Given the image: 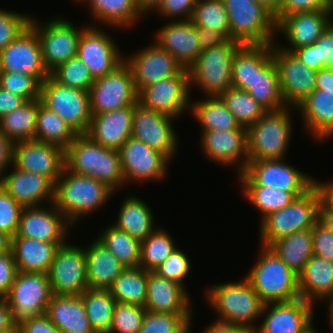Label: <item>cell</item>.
<instances>
[{
    "label": "cell",
    "instance_id": "cell-16",
    "mask_svg": "<svg viewBox=\"0 0 333 333\" xmlns=\"http://www.w3.org/2000/svg\"><path fill=\"white\" fill-rule=\"evenodd\" d=\"M190 89V76L185 69L180 75L144 87L138 93V102L158 113L179 118L190 110Z\"/></svg>",
    "mask_w": 333,
    "mask_h": 333
},
{
    "label": "cell",
    "instance_id": "cell-56",
    "mask_svg": "<svg viewBox=\"0 0 333 333\" xmlns=\"http://www.w3.org/2000/svg\"><path fill=\"white\" fill-rule=\"evenodd\" d=\"M190 265V260L186 254L179 250V248H176L154 272L165 279L177 282L187 289L184 285V281L191 270Z\"/></svg>",
    "mask_w": 333,
    "mask_h": 333
},
{
    "label": "cell",
    "instance_id": "cell-38",
    "mask_svg": "<svg viewBox=\"0 0 333 333\" xmlns=\"http://www.w3.org/2000/svg\"><path fill=\"white\" fill-rule=\"evenodd\" d=\"M269 248L298 276L314 255L312 229L294 232Z\"/></svg>",
    "mask_w": 333,
    "mask_h": 333
},
{
    "label": "cell",
    "instance_id": "cell-78",
    "mask_svg": "<svg viewBox=\"0 0 333 333\" xmlns=\"http://www.w3.org/2000/svg\"><path fill=\"white\" fill-rule=\"evenodd\" d=\"M5 333H22V332H21L20 328L16 325L10 331L5 332Z\"/></svg>",
    "mask_w": 333,
    "mask_h": 333
},
{
    "label": "cell",
    "instance_id": "cell-36",
    "mask_svg": "<svg viewBox=\"0 0 333 333\" xmlns=\"http://www.w3.org/2000/svg\"><path fill=\"white\" fill-rule=\"evenodd\" d=\"M272 44L241 45L232 63V87L248 91L258 76L271 61Z\"/></svg>",
    "mask_w": 333,
    "mask_h": 333
},
{
    "label": "cell",
    "instance_id": "cell-54",
    "mask_svg": "<svg viewBox=\"0 0 333 333\" xmlns=\"http://www.w3.org/2000/svg\"><path fill=\"white\" fill-rule=\"evenodd\" d=\"M0 87L21 96L26 101L40 99L41 84L27 74L0 71Z\"/></svg>",
    "mask_w": 333,
    "mask_h": 333
},
{
    "label": "cell",
    "instance_id": "cell-29",
    "mask_svg": "<svg viewBox=\"0 0 333 333\" xmlns=\"http://www.w3.org/2000/svg\"><path fill=\"white\" fill-rule=\"evenodd\" d=\"M135 105L93 115L86 133L101 146L119 151L131 137Z\"/></svg>",
    "mask_w": 333,
    "mask_h": 333
},
{
    "label": "cell",
    "instance_id": "cell-71",
    "mask_svg": "<svg viewBox=\"0 0 333 333\" xmlns=\"http://www.w3.org/2000/svg\"><path fill=\"white\" fill-rule=\"evenodd\" d=\"M315 89L333 93V68H323L317 71Z\"/></svg>",
    "mask_w": 333,
    "mask_h": 333
},
{
    "label": "cell",
    "instance_id": "cell-66",
    "mask_svg": "<svg viewBox=\"0 0 333 333\" xmlns=\"http://www.w3.org/2000/svg\"><path fill=\"white\" fill-rule=\"evenodd\" d=\"M292 52L310 69L319 71L318 45L316 43L296 48Z\"/></svg>",
    "mask_w": 333,
    "mask_h": 333
},
{
    "label": "cell",
    "instance_id": "cell-61",
    "mask_svg": "<svg viewBox=\"0 0 333 333\" xmlns=\"http://www.w3.org/2000/svg\"><path fill=\"white\" fill-rule=\"evenodd\" d=\"M12 251L0 254V297H6L17 275Z\"/></svg>",
    "mask_w": 333,
    "mask_h": 333
},
{
    "label": "cell",
    "instance_id": "cell-45",
    "mask_svg": "<svg viewBox=\"0 0 333 333\" xmlns=\"http://www.w3.org/2000/svg\"><path fill=\"white\" fill-rule=\"evenodd\" d=\"M248 93L267 112L287 107L281 94L279 72L274 60L262 71H258L257 79Z\"/></svg>",
    "mask_w": 333,
    "mask_h": 333
},
{
    "label": "cell",
    "instance_id": "cell-77",
    "mask_svg": "<svg viewBox=\"0 0 333 333\" xmlns=\"http://www.w3.org/2000/svg\"><path fill=\"white\" fill-rule=\"evenodd\" d=\"M313 326L314 325L312 322H310L308 326L302 331V333H319V331L317 332Z\"/></svg>",
    "mask_w": 333,
    "mask_h": 333
},
{
    "label": "cell",
    "instance_id": "cell-14",
    "mask_svg": "<svg viewBox=\"0 0 333 333\" xmlns=\"http://www.w3.org/2000/svg\"><path fill=\"white\" fill-rule=\"evenodd\" d=\"M278 44L272 43V57L279 72L281 94L286 106L296 109L316 88L317 71Z\"/></svg>",
    "mask_w": 333,
    "mask_h": 333
},
{
    "label": "cell",
    "instance_id": "cell-59",
    "mask_svg": "<svg viewBox=\"0 0 333 333\" xmlns=\"http://www.w3.org/2000/svg\"><path fill=\"white\" fill-rule=\"evenodd\" d=\"M196 3L197 0H163L154 11L165 19L179 17L177 20H190Z\"/></svg>",
    "mask_w": 333,
    "mask_h": 333
},
{
    "label": "cell",
    "instance_id": "cell-27",
    "mask_svg": "<svg viewBox=\"0 0 333 333\" xmlns=\"http://www.w3.org/2000/svg\"><path fill=\"white\" fill-rule=\"evenodd\" d=\"M155 38V43L185 69H189L202 52L197 26L191 20H171L157 31Z\"/></svg>",
    "mask_w": 333,
    "mask_h": 333
},
{
    "label": "cell",
    "instance_id": "cell-37",
    "mask_svg": "<svg viewBox=\"0 0 333 333\" xmlns=\"http://www.w3.org/2000/svg\"><path fill=\"white\" fill-rule=\"evenodd\" d=\"M118 214L114 226L127 232L139 242L144 241L157 228L149 206L134 195L128 196L123 201Z\"/></svg>",
    "mask_w": 333,
    "mask_h": 333
},
{
    "label": "cell",
    "instance_id": "cell-72",
    "mask_svg": "<svg viewBox=\"0 0 333 333\" xmlns=\"http://www.w3.org/2000/svg\"><path fill=\"white\" fill-rule=\"evenodd\" d=\"M163 0H135L138 8L145 14L154 11ZM146 12V13H145Z\"/></svg>",
    "mask_w": 333,
    "mask_h": 333
},
{
    "label": "cell",
    "instance_id": "cell-46",
    "mask_svg": "<svg viewBox=\"0 0 333 333\" xmlns=\"http://www.w3.org/2000/svg\"><path fill=\"white\" fill-rule=\"evenodd\" d=\"M103 232L97 239L115 255L125 268L139 267L141 262V242L113 224L106 227Z\"/></svg>",
    "mask_w": 333,
    "mask_h": 333
},
{
    "label": "cell",
    "instance_id": "cell-48",
    "mask_svg": "<svg viewBox=\"0 0 333 333\" xmlns=\"http://www.w3.org/2000/svg\"><path fill=\"white\" fill-rule=\"evenodd\" d=\"M244 188V189H243ZM245 199L250 201L261 213V220L269 213L281 210L288 206L296 197L305 192H286L264 186H243Z\"/></svg>",
    "mask_w": 333,
    "mask_h": 333
},
{
    "label": "cell",
    "instance_id": "cell-57",
    "mask_svg": "<svg viewBox=\"0 0 333 333\" xmlns=\"http://www.w3.org/2000/svg\"><path fill=\"white\" fill-rule=\"evenodd\" d=\"M23 209L24 207L0 186V231L11 238L15 236Z\"/></svg>",
    "mask_w": 333,
    "mask_h": 333
},
{
    "label": "cell",
    "instance_id": "cell-62",
    "mask_svg": "<svg viewBox=\"0 0 333 333\" xmlns=\"http://www.w3.org/2000/svg\"><path fill=\"white\" fill-rule=\"evenodd\" d=\"M315 43L318 45L319 70L333 68V21Z\"/></svg>",
    "mask_w": 333,
    "mask_h": 333
},
{
    "label": "cell",
    "instance_id": "cell-63",
    "mask_svg": "<svg viewBox=\"0 0 333 333\" xmlns=\"http://www.w3.org/2000/svg\"><path fill=\"white\" fill-rule=\"evenodd\" d=\"M17 326L22 333H61L46 314L25 319Z\"/></svg>",
    "mask_w": 333,
    "mask_h": 333
},
{
    "label": "cell",
    "instance_id": "cell-44",
    "mask_svg": "<svg viewBox=\"0 0 333 333\" xmlns=\"http://www.w3.org/2000/svg\"><path fill=\"white\" fill-rule=\"evenodd\" d=\"M148 271L143 268H125L109 289L116 302L145 307Z\"/></svg>",
    "mask_w": 333,
    "mask_h": 333
},
{
    "label": "cell",
    "instance_id": "cell-50",
    "mask_svg": "<svg viewBox=\"0 0 333 333\" xmlns=\"http://www.w3.org/2000/svg\"><path fill=\"white\" fill-rule=\"evenodd\" d=\"M197 27H211L230 39L228 14L222 0H197L190 19Z\"/></svg>",
    "mask_w": 333,
    "mask_h": 333
},
{
    "label": "cell",
    "instance_id": "cell-70",
    "mask_svg": "<svg viewBox=\"0 0 333 333\" xmlns=\"http://www.w3.org/2000/svg\"><path fill=\"white\" fill-rule=\"evenodd\" d=\"M15 326L6 298L0 297V333L8 332Z\"/></svg>",
    "mask_w": 333,
    "mask_h": 333
},
{
    "label": "cell",
    "instance_id": "cell-40",
    "mask_svg": "<svg viewBox=\"0 0 333 333\" xmlns=\"http://www.w3.org/2000/svg\"><path fill=\"white\" fill-rule=\"evenodd\" d=\"M190 106L189 111L201 124L202 131L247 130L238 124L219 96H207Z\"/></svg>",
    "mask_w": 333,
    "mask_h": 333
},
{
    "label": "cell",
    "instance_id": "cell-13",
    "mask_svg": "<svg viewBox=\"0 0 333 333\" xmlns=\"http://www.w3.org/2000/svg\"><path fill=\"white\" fill-rule=\"evenodd\" d=\"M31 19L30 26L36 31L40 43L43 63L51 73L62 63L77 56L78 43L85 27L77 28L72 22L60 17L45 24Z\"/></svg>",
    "mask_w": 333,
    "mask_h": 333
},
{
    "label": "cell",
    "instance_id": "cell-64",
    "mask_svg": "<svg viewBox=\"0 0 333 333\" xmlns=\"http://www.w3.org/2000/svg\"><path fill=\"white\" fill-rule=\"evenodd\" d=\"M197 36L201 50L220 46L229 40L223 32L211 27H197Z\"/></svg>",
    "mask_w": 333,
    "mask_h": 333
},
{
    "label": "cell",
    "instance_id": "cell-20",
    "mask_svg": "<svg viewBox=\"0 0 333 333\" xmlns=\"http://www.w3.org/2000/svg\"><path fill=\"white\" fill-rule=\"evenodd\" d=\"M102 30L98 26H85L78 43L77 56L87 65L93 79L112 72L125 59L116 41Z\"/></svg>",
    "mask_w": 333,
    "mask_h": 333
},
{
    "label": "cell",
    "instance_id": "cell-33",
    "mask_svg": "<svg viewBox=\"0 0 333 333\" xmlns=\"http://www.w3.org/2000/svg\"><path fill=\"white\" fill-rule=\"evenodd\" d=\"M296 108L303 117L304 130L315 139L322 142L333 136V93L314 89Z\"/></svg>",
    "mask_w": 333,
    "mask_h": 333
},
{
    "label": "cell",
    "instance_id": "cell-18",
    "mask_svg": "<svg viewBox=\"0 0 333 333\" xmlns=\"http://www.w3.org/2000/svg\"><path fill=\"white\" fill-rule=\"evenodd\" d=\"M125 184L134 181L162 180L170 160L143 142L130 137L119 149Z\"/></svg>",
    "mask_w": 333,
    "mask_h": 333
},
{
    "label": "cell",
    "instance_id": "cell-26",
    "mask_svg": "<svg viewBox=\"0 0 333 333\" xmlns=\"http://www.w3.org/2000/svg\"><path fill=\"white\" fill-rule=\"evenodd\" d=\"M332 14L333 9H326L285 15L277 23V32L285 36L289 45L281 48L292 52L296 48L315 43L332 22Z\"/></svg>",
    "mask_w": 333,
    "mask_h": 333
},
{
    "label": "cell",
    "instance_id": "cell-17",
    "mask_svg": "<svg viewBox=\"0 0 333 333\" xmlns=\"http://www.w3.org/2000/svg\"><path fill=\"white\" fill-rule=\"evenodd\" d=\"M175 119L177 118L158 113L137 102L133 114L131 137L171 160L178 147V137L172 125Z\"/></svg>",
    "mask_w": 333,
    "mask_h": 333
},
{
    "label": "cell",
    "instance_id": "cell-52",
    "mask_svg": "<svg viewBox=\"0 0 333 333\" xmlns=\"http://www.w3.org/2000/svg\"><path fill=\"white\" fill-rule=\"evenodd\" d=\"M50 75L60 84L89 91L94 79L87 65L78 56L59 65Z\"/></svg>",
    "mask_w": 333,
    "mask_h": 333
},
{
    "label": "cell",
    "instance_id": "cell-32",
    "mask_svg": "<svg viewBox=\"0 0 333 333\" xmlns=\"http://www.w3.org/2000/svg\"><path fill=\"white\" fill-rule=\"evenodd\" d=\"M298 288L300 297L312 304L316 300L333 304V262L313 255L298 275Z\"/></svg>",
    "mask_w": 333,
    "mask_h": 333
},
{
    "label": "cell",
    "instance_id": "cell-9",
    "mask_svg": "<svg viewBox=\"0 0 333 333\" xmlns=\"http://www.w3.org/2000/svg\"><path fill=\"white\" fill-rule=\"evenodd\" d=\"M40 101L77 134L87 133L92 119L89 91L62 85L49 75L41 83Z\"/></svg>",
    "mask_w": 333,
    "mask_h": 333
},
{
    "label": "cell",
    "instance_id": "cell-35",
    "mask_svg": "<svg viewBox=\"0 0 333 333\" xmlns=\"http://www.w3.org/2000/svg\"><path fill=\"white\" fill-rule=\"evenodd\" d=\"M46 315L61 333H95L80 296L52 295Z\"/></svg>",
    "mask_w": 333,
    "mask_h": 333
},
{
    "label": "cell",
    "instance_id": "cell-79",
    "mask_svg": "<svg viewBox=\"0 0 333 333\" xmlns=\"http://www.w3.org/2000/svg\"><path fill=\"white\" fill-rule=\"evenodd\" d=\"M330 2V4L333 6V0H328Z\"/></svg>",
    "mask_w": 333,
    "mask_h": 333
},
{
    "label": "cell",
    "instance_id": "cell-43",
    "mask_svg": "<svg viewBox=\"0 0 333 333\" xmlns=\"http://www.w3.org/2000/svg\"><path fill=\"white\" fill-rule=\"evenodd\" d=\"M77 135L63 119L40 101L34 140L57 145L65 150Z\"/></svg>",
    "mask_w": 333,
    "mask_h": 333
},
{
    "label": "cell",
    "instance_id": "cell-53",
    "mask_svg": "<svg viewBox=\"0 0 333 333\" xmlns=\"http://www.w3.org/2000/svg\"><path fill=\"white\" fill-rule=\"evenodd\" d=\"M145 314L143 306L116 302L109 333H138Z\"/></svg>",
    "mask_w": 333,
    "mask_h": 333
},
{
    "label": "cell",
    "instance_id": "cell-19",
    "mask_svg": "<svg viewBox=\"0 0 333 333\" xmlns=\"http://www.w3.org/2000/svg\"><path fill=\"white\" fill-rule=\"evenodd\" d=\"M0 71L27 74L40 84L50 75L43 63L37 33L30 25L0 51Z\"/></svg>",
    "mask_w": 333,
    "mask_h": 333
},
{
    "label": "cell",
    "instance_id": "cell-69",
    "mask_svg": "<svg viewBox=\"0 0 333 333\" xmlns=\"http://www.w3.org/2000/svg\"><path fill=\"white\" fill-rule=\"evenodd\" d=\"M318 221L333 232V202L328 200L323 194L319 201Z\"/></svg>",
    "mask_w": 333,
    "mask_h": 333
},
{
    "label": "cell",
    "instance_id": "cell-7",
    "mask_svg": "<svg viewBox=\"0 0 333 333\" xmlns=\"http://www.w3.org/2000/svg\"><path fill=\"white\" fill-rule=\"evenodd\" d=\"M285 107L278 111L266 112L255 124L247 129L249 160L283 159L291 141L292 114Z\"/></svg>",
    "mask_w": 333,
    "mask_h": 333
},
{
    "label": "cell",
    "instance_id": "cell-24",
    "mask_svg": "<svg viewBox=\"0 0 333 333\" xmlns=\"http://www.w3.org/2000/svg\"><path fill=\"white\" fill-rule=\"evenodd\" d=\"M200 138L203 153L210 161L226 166L240 165L237 174L245 170L249 161L247 130L202 131Z\"/></svg>",
    "mask_w": 333,
    "mask_h": 333
},
{
    "label": "cell",
    "instance_id": "cell-67",
    "mask_svg": "<svg viewBox=\"0 0 333 333\" xmlns=\"http://www.w3.org/2000/svg\"><path fill=\"white\" fill-rule=\"evenodd\" d=\"M25 102L27 101L21 96L0 87V118L20 108Z\"/></svg>",
    "mask_w": 333,
    "mask_h": 333
},
{
    "label": "cell",
    "instance_id": "cell-6",
    "mask_svg": "<svg viewBox=\"0 0 333 333\" xmlns=\"http://www.w3.org/2000/svg\"><path fill=\"white\" fill-rule=\"evenodd\" d=\"M222 2L228 14L231 40L241 45L276 42L275 16L263 4L256 0H222Z\"/></svg>",
    "mask_w": 333,
    "mask_h": 333
},
{
    "label": "cell",
    "instance_id": "cell-76",
    "mask_svg": "<svg viewBox=\"0 0 333 333\" xmlns=\"http://www.w3.org/2000/svg\"><path fill=\"white\" fill-rule=\"evenodd\" d=\"M328 316H329V320H330V326L333 329V304H329L328 305Z\"/></svg>",
    "mask_w": 333,
    "mask_h": 333
},
{
    "label": "cell",
    "instance_id": "cell-58",
    "mask_svg": "<svg viewBox=\"0 0 333 333\" xmlns=\"http://www.w3.org/2000/svg\"><path fill=\"white\" fill-rule=\"evenodd\" d=\"M333 9L328 0H281L278 8V22L288 14Z\"/></svg>",
    "mask_w": 333,
    "mask_h": 333
},
{
    "label": "cell",
    "instance_id": "cell-2",
    "mask_svg": "<svg viewBox=\"0 0 333 333\" xmlns=\"http://www.w3.org/2000/svg\"><path fill=\"white\" fill-rule=\"evenodd\" d=\"M116 193L105 183L64 168L54 188V204L71 224L95 212Z\"/></svg>",
    "mask_w": 333,
    "mask_h": 333
},
{
    "label": "cell",
    "instance_id": "cell-73",
    "mask_svg": "<svg viewBox=\"0 0 333 333\" xmlns=\"http://www.w3.org/2000/svg\"><path fill=\"white\" fill-rule=\"evenodd\" d=\"M260 4H263L268 8L275 16L276 22L278 23V8L281 0H256Z\"/></svg>",
    "mask_w": 333,
    "mask_h": 333
},
{
    "label": "cell",
    "instance_id": "cell-51",
    "mask_svg": "<svg viewBox=\"0 0 333 333\" xmlns=\"http://www.w3.org/2000/svg\"><path fill=\"white\" fill-rule=\"evenodd\" d=\"M191 317V314L154 313L146 310L138 333H189Z\"/></svg>",
    "mask_w": 333,
    "mask_h": 333
},
{
    "label": "cell",
    "instance_id": "cell-22",
    "mask_svg": "<svg viewBox=\"0 0 333 333\" xmlns=\"http://www.w3.org/2000/svg\"><path fill=\"white\" fill-rule=\"evenodd\" d=\"M152 44L124 59L132 70L138 93L146 86L180 75L185 70L170 53L155 42Z\"/></svg>",
    "mask_w": 333,
    "mask_h": 333
},
{
    "label": "cell",
    "instance_id": "cell-49",
    "mask_svg": "<svg viewBox=\"0 0 333 333\" xmlns=\"http://www.w3.org/2000/svg\"><path fill=\"white\" fill-rule=\"evenodd\" d=\"M176 249L175 242L164 229H155L141 242V262L139 267L154 271Z\"/></svg>",
    "mask_w": 333,
    "mask_h": 333
},
{
    "label": "cell",
    "instance_id": "cell-39",
    "mask_svg": "<svg viewBox=\"0 0 333 333\" xmlns=\"http://www.w3.org/2000/svg\"><path fill=\"white\" fill-rule=\"evenodd\" d=\"M82 2H87L90 6L91 15L96 21L112 25L114 28L132 26L144 15L135 0H82Z\"/></svg>",
    "mask_w": 333,
    "mask_h": 333
},
{
    "label": "cell",
    "instance_id": "cell-8",
    "mask_svg": "<svg viewBox=\"0 0 333 333\" xmlns=\"http://www.w3.org/2000/svg\"><path fill=\"white\" fill-rule=\"evenodd\" d=\"M240 43H226L202 50L188 69L190 88L199 87L207 96H220L232 87V63ZM194 85V86H193Z\"/></svg>",
    "mask_w": 333,
    "mask_h": 333
},
{
    "label": "cell",
    "instance_id": "cell-47",
    "mask_svg": "<svg viewBox=\"0 0 333 333\" xmlns=\"http://www.w3.org/2000/svg\"><path fill=\"white\" fill-rule=\"evenodd\" d=\"M241 127L248 129L267 111L243 89L231 87L219 96Z\"/></svg>",
    "mask_w": 333,
    "mask_h": 333
},
{
    "label": "cell",
    "instance_id": "cell-42",
    "mask_svg": "<svg viewBox=\"0 0 333 333\" xmlns=\"http://www.w3.org/2000/svg\"><path fill=\"white\" fill-rule=\"evenodd\" d=\"M40 99L25 102L20 108L0 118V129L14 142L35 137Z\"/></svg>",
    "mask_w": 333,
    "mask_h": 333
},
{
    "label": "cell",
    "instance_id": "cell-10",
    "mask_svg": "<svg viewBox=\"0 0 333 333\" xmlns=\"http://www.w3.org/2000/svg\"><path fill=\"white\" fill-rule=\"evenodd\" d=\"M52 295L48 274L18 272L5 298L17 325L46 314Z\"/></svg>",
    "mask_w": 333,
    "mask_h": 333
},
{
    "label": "cell",
    "instance_id": "cell-75",
    "mask_svg": "<svg viewBox=\"0 0 333 333\" xmlns=\"http://www.w3.org/2000/svg\"><path fill=\"white\" fill-rule=\"evenodd\" d=\"M317 183L319 184V186L322 189L323 195L330 200L331 202H333V181L330 182H320L319 180H317Z\"/></svg>",
    "mask_w": 333,
    "mask_h": 333
},
{
    "label": "cell",
    "instance_id": "cell-4",
    "mask_svg": "<svg viewBox=\"0 0 333 333\" xmlns=\"http://www.w3.org/2000/svg\"><path fill=\"white\" fill-rule=\"evenodd\" d=\"M260 253L245 278L261 301L268 304L301 298L298 276L269 247L262 246Z\"/></svg>",
    "mask_w": 333,
    "mask_h": 333
},
{
    "label": "cell",
    "instance_id": "cell-11",
    "mask_svg": "<svg viewBox=\"0 0 333 333\" xmlns=\"http://www.w3.org/2000/svg\"><path fill=\"white\" fill-rule=\"evenodd\" d=\"M238 175L243 186H264L286 192H307L317 182L316 178L303 174L284 159L249 160L245 170Z\"/></svg>",
    "mask_w": 333,
    "mask_h": 333
},
{
    "label": "cell",
    "instance_id": "cell-5",
    "mask_svg": "<svg viewBox=\"0 0 333 333\" xmlns=\"http://www.w3.org/2000/svg\"><path fill=\"white\" fill-rule=\"evenodd\" d=\"M207 298L218 319L241 327L255 330V319L262 316L264 303L258 297L249 281L244 277L237 282L215 284L206 290ZM253 323V324H252Z\"/></svg>",
    "mask_w": 333,
    "mask_h": 333
},
{
    "label": "cell",
    "instance_id": "cell-21",
    "mask_svg": "<svg viewBox=\"0 0 333 333\" xmlns=\"http://www.w3.org/2000/svg\"><path fill=\"white\" fill-rule=\"evenodd\" d=\"M13 166L49 178L54 184L65 168V150L38 140L15 142Z\"/></svg>",
    "mask_w": 333,
    "mask_h": 333
},
{
    "label": "cell",
    "instance_id": "cell-60",
    "mask_svg": "<svg viewBox=\"0 0 333 333\" xmlns=\"http://www.w3.org/2000/svg\"><path fill=\"white\" fill-rule=\"evenodd\" d=\"M312 238L314 255L333 262V232L318 221L312 228Z\"/></svg>",
    "mask_w": 333,
    "mask_h": 333
},
{
    "label": "cell",
    "instance_id": "cell-65",
    "mask_svg": "<svg viewBox=\"0 0 333 333\" xmlns=\"http://www.w3.org/2000/svg\"><path fill=\"white\" fill-rule=\"evenodd\" d=\"M15 142L7 138L0 129V178L8 167L13 166Z\"/></svg>",
    "mask_w": 333,
    "mask_h": 333
},
{
    "label": "cell",
    "instance_id": "cell-28",
    "mask_svg": "<svg viewBox=\"0 0 333 333\" xmlns=\"http://www.w3.org/2000/svg\"><path fill=\"white\" fill-rule=\"evenodd\" d=\"M12 172H5L0 186L23 207H37L45 199L54 203L55 184L47 177L26 172L12 166ZM6 174V175H5Z\"/></svg>",
    "mask_w": 333,
    "mask_h": 333
},
{
    "label": "cell",
    "instance_id": "cell-25",
    "mask_svg": "<svg viewBox=\"0 0 333 333\" xmlns=\"http://www.w3.org/2000/svg\"><path fill=\"white\" fill-rule=\"evenodd\" d=\"M313 310V304L302 298L264 304L261 315L266 316L254 333H302L313 320Z\"/></svg>",
    "mask_w": 333,
    "mask_h": 333
},
{
    "label": "cell",
    "instance_id": "cell-74",
    "mask_svg": "<svg viewBox=\"0 0 333 333\" xmlns=\"http://www.w3.org/2000/svg\"><path fill=\"white\" fill-rule=\"evenodd\" d=\"M11 251V237L0 231V254Z\"/></svg>",
    "mask_w": 333,
    "mask_h": 333
},
{
    "label": "cell",
    "instance_id": "cell-12",
    "mask_svg": "<svg viewBox=\"0 0 333 333\" xmlns=\"http://www.w3.org/2000/svg\"><path fill=\"white\" fill-rule=\"evenodd\" d=\"M89 101L92 116L135 105L138 92L130 66L123 61L112 72L94 79Z\"/></svg>",
    "mask_w": 333,
    "mask_h": 333
},
{
    "label": "cell",
    "instance_id": "cell-15",
    "mask_svg": "<svg viewBox=\"0 0 333 333\" xmlns=\"http://www.w3.org/2000/svg\"><path fill=\"white\" fill-rule=\"evenodd\" d=\"M47 274L53 295L80 296L88 288L85 248L60 246Z\"/></svg>",
    "mask_w": 333,
    "mask_h": 333
},
{
    "label": "cell",
    "instance_id": "cell-30",
    "mask_svg": "<svg viewBox=\"0 0 333 333\" xmlns=\"http://www.w3.org/2000/svg\"><path fill=\"white\" fill-rule=\"evenodd\" d=\"M186 289L177 282L148 271L145 308L154 313L192 314Z\"/></svg>",
    "mask_w": 333,
    "mask_h": 333
},
{
    "label": "cell",
    "instance_id": "cell-55",
    "mask_svg": "<svg viewBox=\"0 0 333 333\" xmlns=\"http://www.w3.org/2000/svg\"><path fill=\"white\" fill-rule=\"evenodd\" d=\"M5 10L0 9V51L17 39L32 19L28 14Z\"/></svg>",
    "mask_w": 333,
    "mask_h": 333
},
{
    "label": "cell",
    "instance_id": "cell-1",
    "mask_svg": "<svg viewBox=\"0 0 333 333\" xmlns=\"http://www.w3.org/2000/svg\"><path fill=\"white\" fill-rule=\"evenodd\" d=\"M65 168L105 183L114 192L125 184L119 152L101 146L86 134H78L65 149Z\"/></svg>",
    "mask_w": 333,
    "mask_h": 333
},
{
    "label": "cell",
    "instance_id": "cell-34",
    "mask_svg": "<svg viewBox=\"0 0 333 333\" xmlns=\"http://www.w3.org/2000/svg\"><path fill=\"white\" fill-rule=\"evenodd\" d=\"M85 255L88 288L109 290L124 265L98 239L85 247Z\"/></svg>",
    "mask_w": 333,
    "mask_h": 333
},
{
    "label": "cell",
    "instance_id": "cell-41",
    "mask_svg": "<svg viewBox=\"0 0 333 333\" xmlns=\"http://www.w3.org/2000/svg\"><path fill=\"white\" fill-rule=\"evenodd\" d=\"M95 333H109L116 300L108 289L87 288L80 295Z\"/></svg>",
    "mask_w": 333,
    "mask_h": 333
},
{
    "label": "cell",
    "instance_id": "cell-23",
    "mask_svg": "<svg viewBox=\"0 0 333 333\" xmlns=\"http://www.w3.org/2000/svg\"><path fill=\"white\" fill-rule=\"evenodd\" d=\"M50 204L48 208H43V206L24 207L15 236L45 242H67L65 241L66 235L69 234L68 229L72 224L54 203Z\"/></svg>",
    "mask_w": 333,
    "mask_h": 333
},
{
    "label": "cell",
    "instance_id": "cell-3",
    "mask_svg": "<svg viewBox=\"0 0 333 333\" xmlns=\"http://www.w3.org/2000/svg\"><path fill=\"white\" fill-rule=\"evenodd\" d=\"M322 194V189L316 182L288 206L264 217L260 222V245L269 247L273 242L294 232L312 229L318 222Z\"/></svg>",
    "mask_w": 333,
    "mask_h": 333
},
{
    "label": "cell",
    "instance_id": "cell-31",
    "mask_svg": "<svg viewBox=\"0 0 333 333\" xmlns=\"http://www.w3.org/2000/svg\"><path fill=\"white\" fill-rule=\"evenodd\" d=\"M66 242H45L37 239L13 236L11 251L18 272L47 274L57 249Z\"/></svg>",
    "mask_w": 333,
    "mask_h": 333
},
{
    "label": "cell",
    "instance_id": "cell-68",
    "mask_svg": "<svg viewBox=\"0 0 333 333\" xmlns=\"http://www.w3.org/2000/svg\"><path fill=\"white\" fill-rule=\"evenodd\" d=\"M202 333H254L253 330L226 321L215 320Z\"/></svg>",
    "mask_w": 333,
    "mask_h": 333
}]
</instances>
